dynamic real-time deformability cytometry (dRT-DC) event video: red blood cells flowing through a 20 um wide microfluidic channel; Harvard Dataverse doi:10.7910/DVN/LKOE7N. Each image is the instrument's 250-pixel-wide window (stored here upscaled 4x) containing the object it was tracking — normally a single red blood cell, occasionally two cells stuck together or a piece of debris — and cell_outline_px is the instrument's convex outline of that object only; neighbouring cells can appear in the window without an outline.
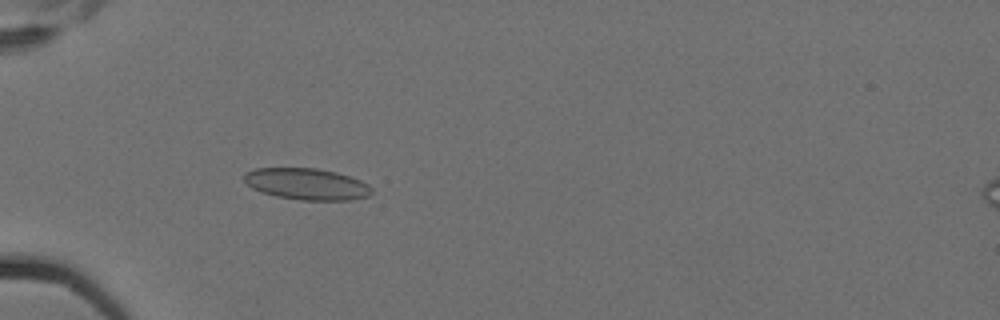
{"species": "Egyptian fruit bat (a non-hibernating species)", "species_latin": "Rousettus aegyptiacus", "temperature_condition": "cold", "stored_images_in_passage": 6, "camera_frame_rate_fps": 3000, "um_per_image_px": 0.085, "animal": {"sex": "female"}, "frame": {"image": 1, "passage_image": 6, "time_ms": 1.667, "image_size_px": [1000, 320], "cell_outline_px": [[372, 192], [368, 196], [352, 200], [300, 200], [276, 196], [260, 192], [252, 188], [244, 180], [244, 172], [256, 168], [316, 168], [336, 172], [360, 180], [368, 184], [372, 188]], "centroid_in_image_um": [26.06, 15.64], "position_along_channel_um": 58.9, "area_um2": 23.47}}